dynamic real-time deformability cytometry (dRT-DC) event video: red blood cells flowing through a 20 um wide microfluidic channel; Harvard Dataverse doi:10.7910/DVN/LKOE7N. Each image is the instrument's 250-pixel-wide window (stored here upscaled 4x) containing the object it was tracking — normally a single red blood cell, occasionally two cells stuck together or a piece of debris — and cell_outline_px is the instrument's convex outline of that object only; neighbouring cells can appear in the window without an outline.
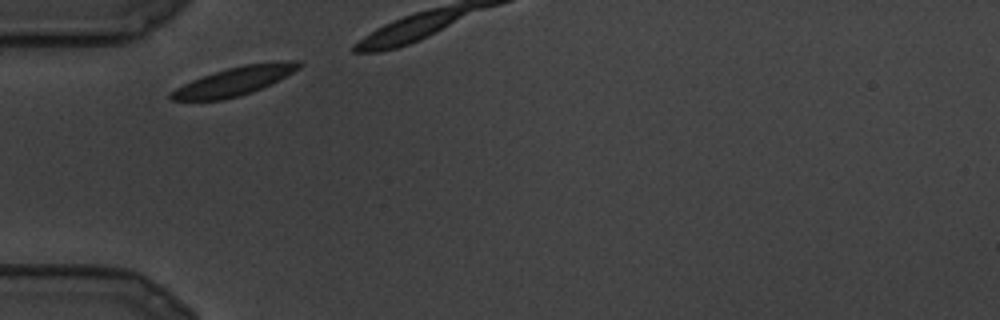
{"species": "common noctule bat (a hibernating species)", "species_latin": "Nyctalus noctula", "temperature_condition": "cold", "stored_images_in_passage": 4, "camera_frame_rate_fps": 3000, "um_per_image_px": 0.085, "animal": {"sex": "male", "body_mass_g": 19.5, "forearm_length_mm": 54.6}, "frame": {"image": 1, "passage_image": 1, "time_ms": 0.0, "image_size_px": [1000, 320], "cell_outline_px": [[304, 64], [300, 68], [252, 92], [240, 96], [224, 100], [172, 100], [168, 96], [168, 92], [192, 80], [228, 68], [244, 64], [280, 60], [296, 60]], "centroid_in_image_um": [19.92, 6.89], "position_along_channel_um": 65.1, "area_um2": 21.1}}